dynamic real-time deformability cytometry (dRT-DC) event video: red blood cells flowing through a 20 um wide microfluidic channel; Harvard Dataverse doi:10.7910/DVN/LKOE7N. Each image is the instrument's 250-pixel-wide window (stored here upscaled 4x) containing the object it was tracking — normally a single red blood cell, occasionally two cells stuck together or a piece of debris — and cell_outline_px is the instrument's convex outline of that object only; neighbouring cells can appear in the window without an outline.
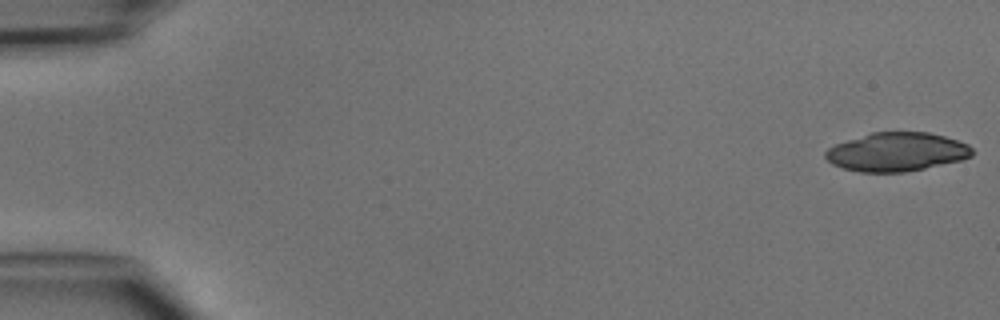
{"species": "common noctule bat (a hibernating species)", "species_latin": "Nyctalus noctula", "temperature_condition": "cold", "stored_images_in_passage": 47, "camera_frame_rate_fps": 3000, "um_per_image_px": 0.085, "animal": {"sex": "male", "body_mass_g": 15.6}, "frame": {"image": 1, "passage_image": 1, "time_ms": 0.0, "image_size_px": [1000, 320], "cell_outline_px": [[972, 156], [960, 160], [924, 168], [904, 172], [860, 172], [844, 168], [832, 164], [824, 156], [824, 152], [828, 148], [836, 144], [872, 132], [928, 132], [944, 136], [968, 144], [972, 148]], "centroid_in_image_um": [76.21, 12.91], "position_along_channel_um": 8.8, "area_um2": 32.83}}